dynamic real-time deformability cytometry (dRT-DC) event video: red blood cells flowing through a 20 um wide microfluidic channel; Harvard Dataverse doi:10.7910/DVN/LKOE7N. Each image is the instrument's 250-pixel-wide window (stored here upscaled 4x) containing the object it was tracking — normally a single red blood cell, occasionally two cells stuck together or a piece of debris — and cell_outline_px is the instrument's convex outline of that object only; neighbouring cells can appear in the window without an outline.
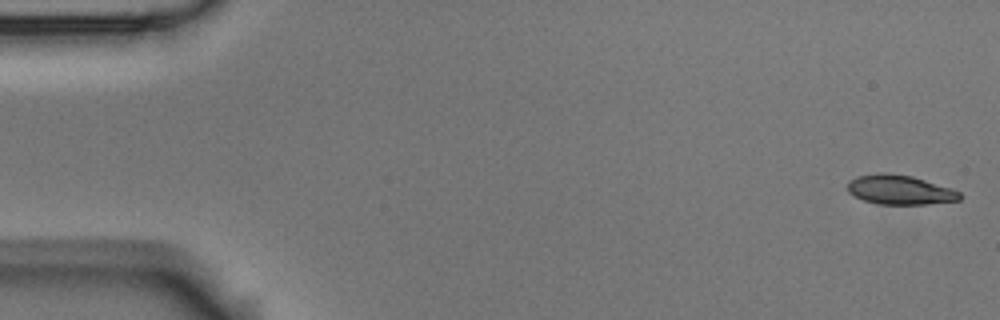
{"species": "Egyptian fruit bat (a non-hibernating species)", "species_latin": "Rousettus aegyptiacus", "temperature_condition": "room temperature", "stored_images_in_passage": 5, "camera_frame_rate_fps": 3000, "um_per_image_px": 0.085, "animal": {"sex": "male"}, "frame": {"image": 1, "passage_image": 1, "time_ms": 0.0, "image_size_px": [1000, 320], "cell_outline_px": [[964, 196], [960, 200], [928, 204], [880, 204], [864, 200], [848, 192], [848, 184], [856, 176], [880, 172], [884, 172], [912, 176], [952, 188], [960, 192]], "centroid_in_image_um": [76.54, 16.13], "position_along_channel_um": 8.5, "area_um2": 19.25}}
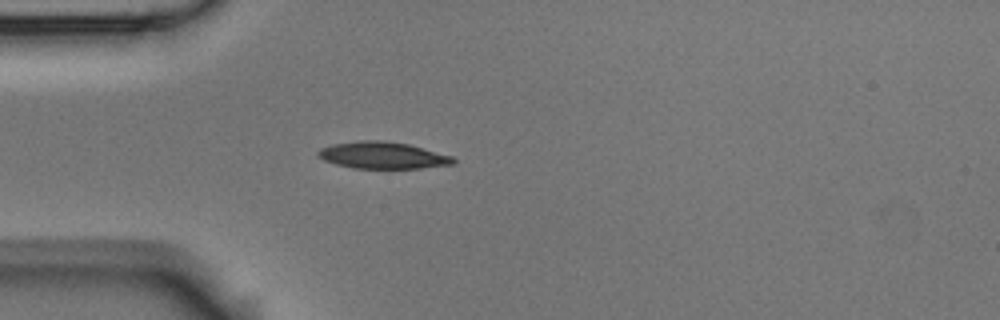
{"frame": {"image": 2, "passage_image": 5, "time_ms": 1.333, "image_size_px": [1000, 320], "cell_outline_px": [[456, 164], [420, 168], [352, 168], [336, 164], [324, 160], [316, 156], [316, 152], [320, 148], [332, 144], [360, 140], [384, 140], [408, 144], [452, 156], [456, 160]], "centroid_in_image_um": [32.5, 13.2], "position_along_channel_um": 52.5, "area_um2": 21.21}}